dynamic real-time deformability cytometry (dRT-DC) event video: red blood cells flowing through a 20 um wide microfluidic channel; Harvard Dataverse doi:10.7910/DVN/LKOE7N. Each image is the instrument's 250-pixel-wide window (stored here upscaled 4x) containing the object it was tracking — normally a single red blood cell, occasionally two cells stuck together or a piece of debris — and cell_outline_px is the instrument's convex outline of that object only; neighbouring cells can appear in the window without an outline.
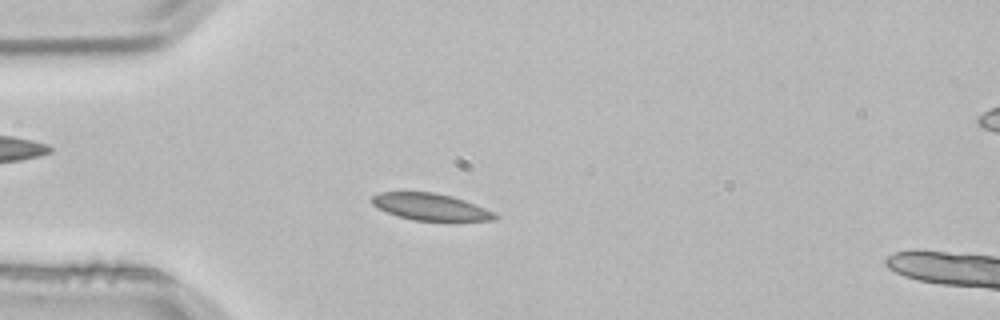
{"species": "common noctule bat (a hibernating species)", "species_latin": "Nyctalus noctula", "temperature_condition": "room temperature", "stored_images_in_passage": 4, "camera_frame_rate_fps": 3000, "um_per_image_px": 0.085, "animal": {"sex": "male", "body_mass_g": 21.5, "forearm_length_mm": 52.0}, "frame": {"image": 1, "passage_image": 3, "time_ms": 0.667, "image_size_px": [1000, 320], "cell_outline_px": [[500, 216], [496, 220], [412, 220], [376, 208], [372, 204], [372, 196], [380, 192], [436, 192], [452, 196], [464, 200], [484, 208]], "centroid_in_image_um": [36.57, 17.57], "position_along_channel_um": 48.4, "area_um2": 18.96}}